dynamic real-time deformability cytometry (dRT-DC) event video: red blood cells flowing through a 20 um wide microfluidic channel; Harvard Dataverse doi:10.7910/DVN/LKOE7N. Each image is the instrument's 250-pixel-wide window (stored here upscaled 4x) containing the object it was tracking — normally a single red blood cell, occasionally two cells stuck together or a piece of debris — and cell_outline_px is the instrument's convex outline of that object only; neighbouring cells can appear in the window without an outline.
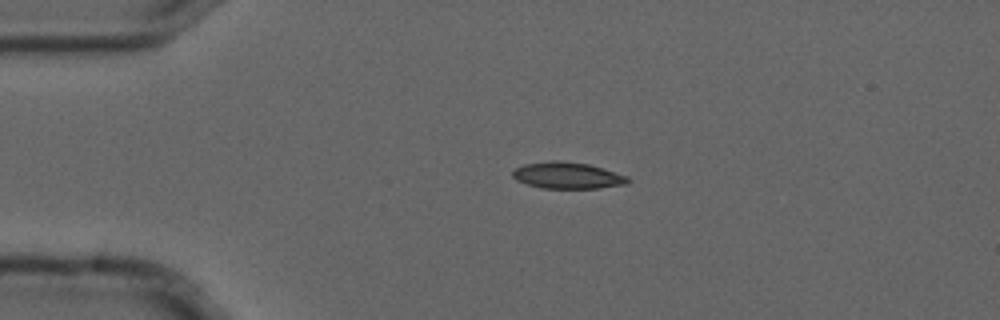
{"species": "common noctule bat (a hibernating species)", "species_latin": "Nyctalus noctula", "temperature_condition": "cold", "stored_images_in_passage": 2, "camera_frame_rate_fps": 3000, "um_per_image_px": 0.085, "animal": {"sex": "male", "forearm_length_mm": 52.5}, "frame": {"image": 1, "passage_image": 1, "time_ms": 0.0, "image_size_px": [1000, 320], "cell_outline_px": [[632, 180], [628, 184], [600, 188], [540, 188], [516, 180], [512, 176], [512, 172], [516, 168], [524, 164], [552, 160], [556, 160], [588, 164], [628, 176]], "centroid_in_image_um": [48.25, 14.92], "position_along_channel_um": 36.7, "area_um2": 17.8}}